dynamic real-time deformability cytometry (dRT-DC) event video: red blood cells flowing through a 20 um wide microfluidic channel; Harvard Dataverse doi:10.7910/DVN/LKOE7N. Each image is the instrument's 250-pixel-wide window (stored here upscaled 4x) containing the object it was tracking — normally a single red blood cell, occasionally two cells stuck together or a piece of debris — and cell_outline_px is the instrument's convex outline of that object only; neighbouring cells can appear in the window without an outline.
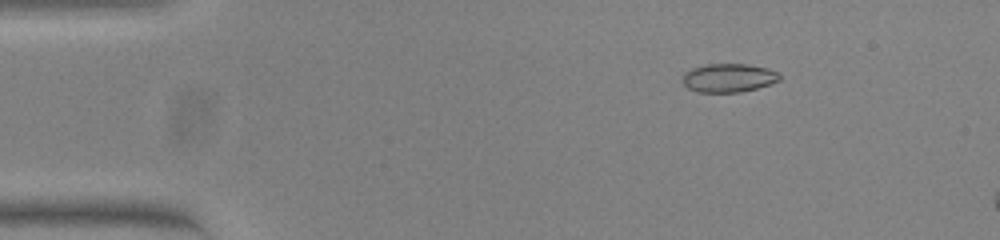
{"species": "common noctule bat (a hibernating species)", "species_latin": "Nyctalus noctula", "temperature_condition": "warm", "stored_images_in_passage": 13, "camera_frame_rate_fps": 3000, "um_per_image_px": 0.085, "animal": {"sex": "female", "body_mass_g": 23.0, "forearm_length_mm": 53.4}, "frame": {"image": 1, "passage_image": 8, "time_ms": 2.333, "image_size_px": [1000, 240], "cell_outline_px": [[780, 80], [756, 88], [740, 92], [696, 92], [688, 88], [684, 84], [684, 72], [692, 68], [704, 64], [748, 64], [768, 68], [776, 72], [780, 76]], "centroid_in_image_um": [61.91, 6.61], "position_along_channel_um": 23.1, "area_um2": 16.07}}